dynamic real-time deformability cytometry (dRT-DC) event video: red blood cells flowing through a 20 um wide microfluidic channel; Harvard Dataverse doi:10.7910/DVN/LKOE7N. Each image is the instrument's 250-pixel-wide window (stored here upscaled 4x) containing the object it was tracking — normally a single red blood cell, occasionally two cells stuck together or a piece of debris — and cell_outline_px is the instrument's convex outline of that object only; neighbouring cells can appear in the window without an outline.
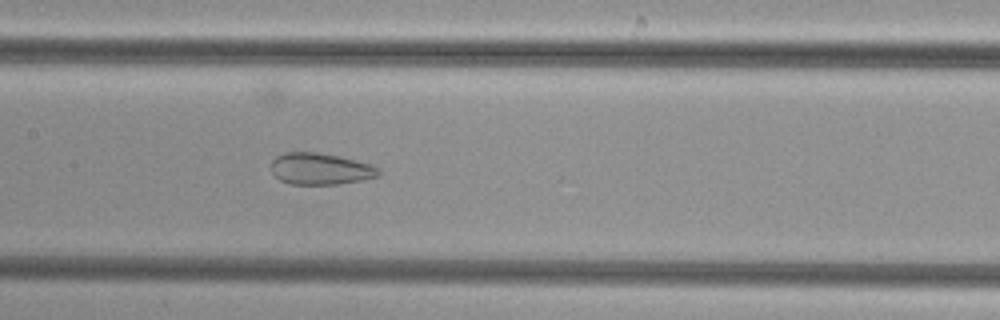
{"species": "common noctule bat (a hibernating species)", "species_latin": "Nyctalus noctula", "temperature_condition": "cold", "stored_images_in_passage": 49, "camera_frame_rate_fps": 3000, "um_per_image_px": 0.085, "animal": {"sex": "female", "body_mass_g": 29.2, "forearm_length_mm": 56.3}, "frame": {"image": 1, "passage_image": 24, "time_ms": 7.667, "image_size_px": [1000, 320], "cell_outline_px": [[380, 176], [340, 184], [288, 184], [280, 180], [272, 172], [272, 160], [276, 156], [284, 152], [316, 152], [340, 156], [372, 164], [380, 168]], "centroid_in_image_um": [27.25, 14.35], "position_along_channel_um": 180.1, "area_um2": 19.94}}
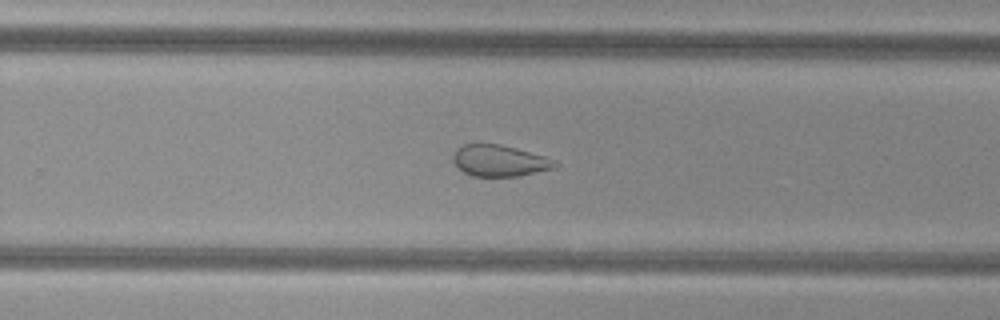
{"frame": {"image": 2, "passage_image": 32, "time_ms": 10.333, "image_size_px": [1000, 320], "cell_outline_px": [[560, 164], [552, 168], [520, 176], [472, 176], [464, 172], [452, 160], [452, 156], [456, 148], [460, 144], [500, 144], [516, 148], [544, 156], [556, 160]], "centroid_in_image_um": [42.44, 13.65], "position_along_channel_um": 287.4, "area_um2": 18.61}}
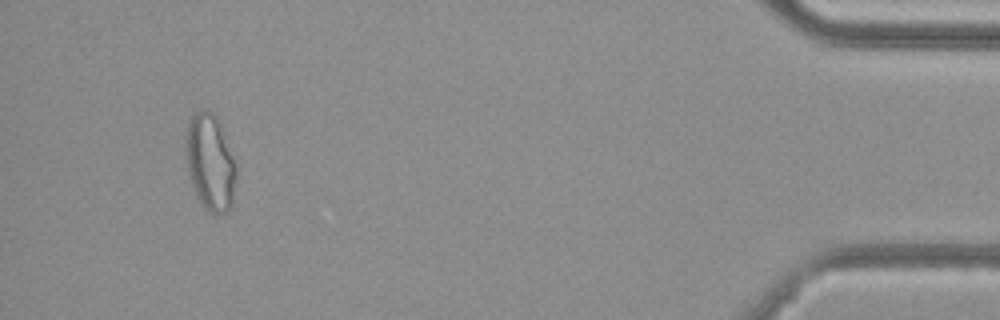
{"frame": {"image": 3, "passage_image": 47, "time_ms": 15.333, "image_size_px": [1000, 320], "cell_outline_px": [[236, 180], [232, 204], [228, 212], [216, 216], [208, 212], [200, 204], [192, 188], [184, 160], [184, 132], [188, 120], [192, 112], [208, 108], [216, 112], [220, 120], [236, 164]], "centroid_in_image_um": [17.82, 13.75], "position_along_channel_um": 417.4, "area_um2": 30.06}}